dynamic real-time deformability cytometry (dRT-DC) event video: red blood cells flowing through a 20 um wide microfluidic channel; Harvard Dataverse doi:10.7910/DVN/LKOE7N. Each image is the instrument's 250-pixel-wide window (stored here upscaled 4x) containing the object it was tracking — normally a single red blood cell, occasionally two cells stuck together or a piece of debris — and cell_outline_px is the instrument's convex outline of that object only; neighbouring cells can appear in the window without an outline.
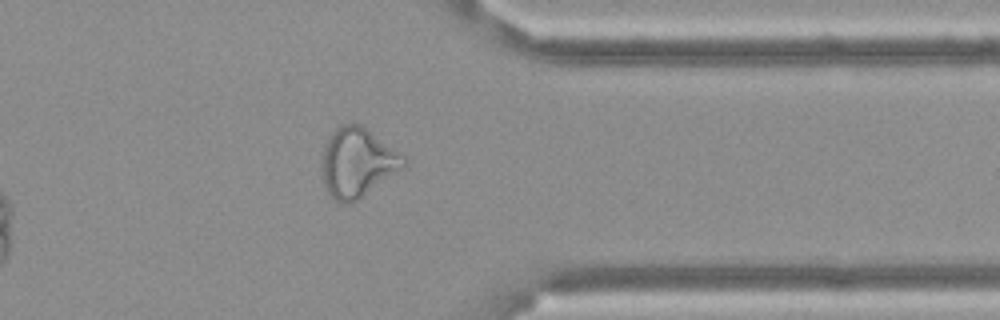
{"species": "Egyptian fruit bat (a non-hibernating species)", "species_latin": "Rousettus aegyptiacus", "temperature_condition": "cold", "stored_images_in_passage": 10, "camera_frame_rate_fps": 3000, "um_per_image_px": 0.085, "frame": {"image": 1, "passage_image": 9, "time_ms": 2.667, "image_size_px": [1000, 320], "cell_outline_px": [[408, 164], [404, 168], [352, 204], [348, 204], [336, 200], [328, 192], [324, 184], [324, 144], [332, 132], [336, 128], [344, 124], [360, 124], [400, 152], [408, 160]], "centroid_in_image_um": [30.44, 13.82], "position_along_channel_um": 381.0, "area_um2": 32.6}}